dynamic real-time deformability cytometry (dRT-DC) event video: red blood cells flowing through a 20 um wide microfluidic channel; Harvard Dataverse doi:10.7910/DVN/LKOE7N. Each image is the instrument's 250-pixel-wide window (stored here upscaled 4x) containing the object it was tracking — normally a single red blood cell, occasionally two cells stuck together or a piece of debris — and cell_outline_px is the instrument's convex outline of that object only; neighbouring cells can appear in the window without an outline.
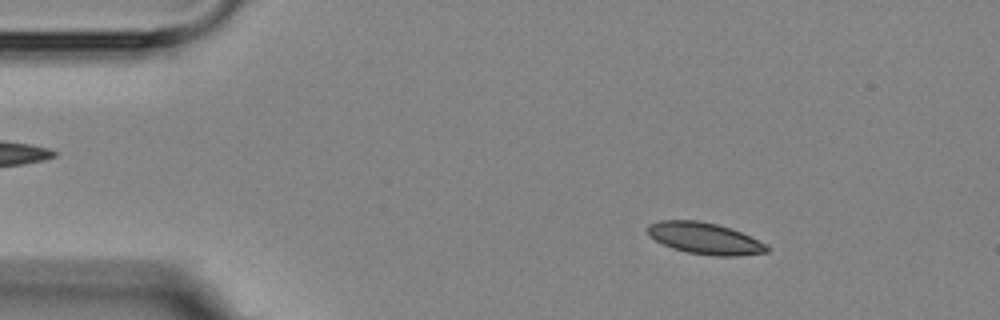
{"species": "Egyptian fruit bat (a non-hibernating species)", "species_latin": "Rousettus aegyptiacus", "temperature_condition": "room temperature", "stored_images_in_passage": 4, "segment_of_instrument_passage": [1, 2], "camera_frame_rate_fps": 3000, "um_per_image_px": 0.085, "animal": {"sex": "female"}, "frame": {"image": 1, "passage_image": 1, "time_ms": 0.0, "image_size_px": [1000, 320], "cell_outline_px": [[772, 248], [768, 252], [736, 256], [712, 256], [688, 252], [672, 248], [648, 236], [644, 228], [648, 224], [660, 220], [700, 220], [732, 228], [768, 244]], "centroid_in_image_um": [59.91, 20.25], "position_along_channel_um": 25.1, "area_um2": 22.31}}